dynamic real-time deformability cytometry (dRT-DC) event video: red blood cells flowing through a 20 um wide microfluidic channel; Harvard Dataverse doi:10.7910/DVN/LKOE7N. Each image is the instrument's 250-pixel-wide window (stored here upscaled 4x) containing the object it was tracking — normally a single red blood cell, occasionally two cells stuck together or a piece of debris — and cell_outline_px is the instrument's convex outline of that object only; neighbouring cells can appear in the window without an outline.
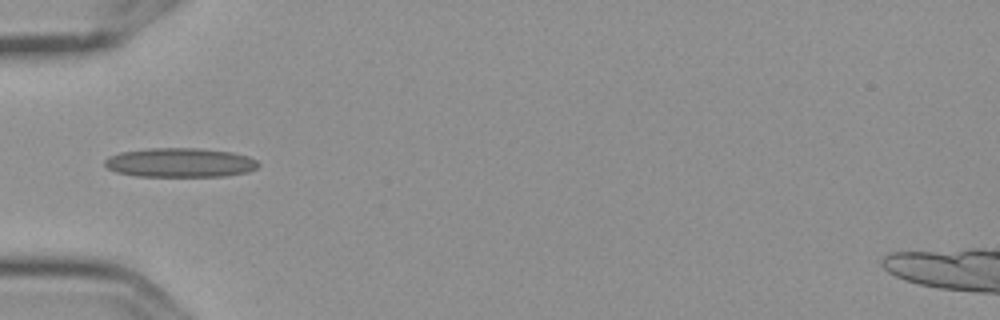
{"species": "Egyptian fruit bat (a non-hibernating species)", "species_latin": "Rousettus aegyptiacus", "temperature_condition": "cold", "stored_images_in_passage": 11, "camera_frame_rate_fps": 3000, "um_per_image_px": 0.085, "frame": {"image": 1, "passage_image": 1, "time_ms": 0.0, "image_size_px": [1000, 320], "cell_outline_px": [[260, 164], [256, 168], [248, 172], [224, 176], [136, 176], [116, 172], [108, 168], [104, 164], [104, 160], [108, 156], [120, 152], [148, 148], [196, 148], [232, 152], [248, 156], [256, 160]], "centroid_in_image_um": [15.29, 13.82], "position_along_channel_um": 69.7, "area_um2": 26.24}}
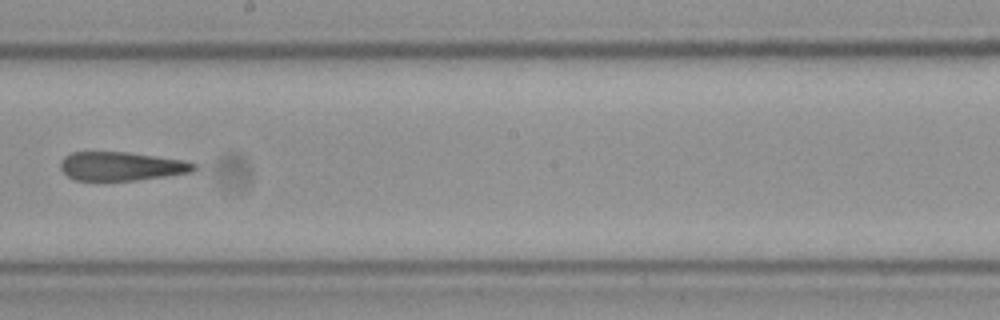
{"frame": {"image": 2, "passage_image": 5, "time_ms": 1.333, "image_size_px": [1000, 320], "cell_outline_px": [[196, 168], [192, 172], [136, 180], [76, 180], [68, 176], [60, 168], [60, 160], [64, 156], [72, 152], [128, 152], [184, 160], [196, 164]], "centroid_in_image_um": [10.3, 14.12], "position_along_channel_um": 237.9, "area_um2": 22.25}}
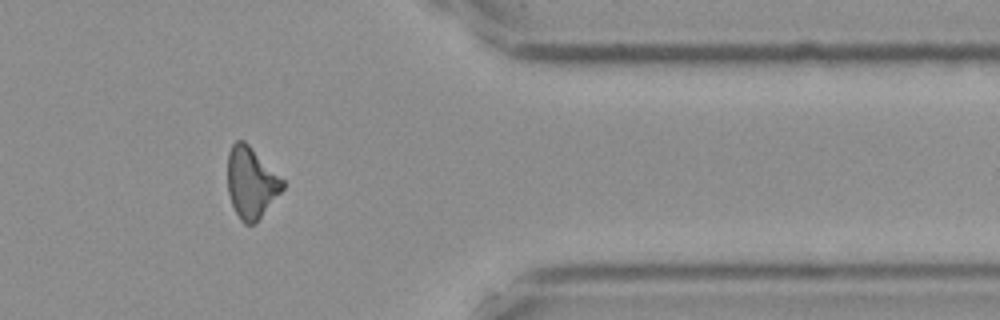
{"frame": {"image": 3, "passage_image": 9, "time_ms": 2.667, "image_size_px": [1000, 320], "cell_outline_px": [[284, 188], [260, 220], [252, 224], [244, 224], [240, 220], [232, 204], [228, 192], [228, 152], [232, 144], [236, 140], [244, 140], [284, 180]], "centroid_in_image_um": [21.35, 15.55], "position_along_channel_um": 390.0, "area_um2": 22.83}}